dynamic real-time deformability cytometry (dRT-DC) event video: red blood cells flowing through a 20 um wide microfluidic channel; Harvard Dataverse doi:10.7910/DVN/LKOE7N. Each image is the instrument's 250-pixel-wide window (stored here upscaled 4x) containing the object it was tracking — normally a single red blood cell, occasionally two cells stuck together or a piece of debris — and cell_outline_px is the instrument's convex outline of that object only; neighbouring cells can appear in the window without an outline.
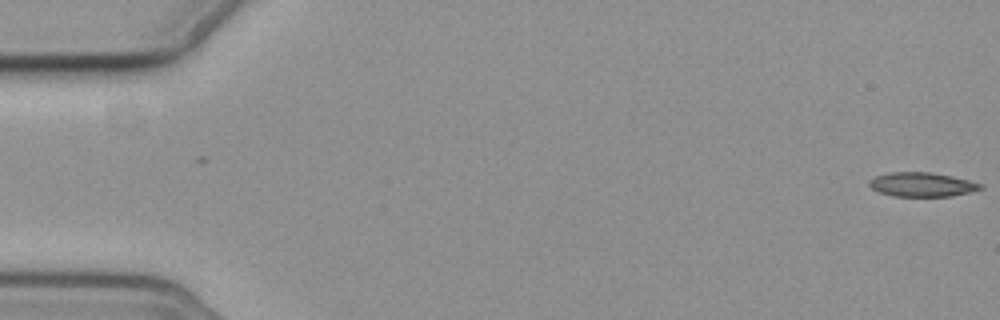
{"species": "common noctule bat (a hibernating species)", "species_latin": "Nyctalus noctula", "temperature_condition": "cold", "stored_images_in_passage": 6, "segment_of_instrument_passage": [1, 2], "camera_frame_rate_fps": 3000, "um_per_image_px": 0.085, "animal": {"sex": "female", "body_mass_g": 19.3, "forearm_length_mm": 54.1}, "frame": {"image": 1, "passage_image": 1, "time_ms": 0.0, "image_size_px": [1000, 320], "cell_outline_px": [[984, 188], [968, 192], [948, 196], [892, 196], [880, 192], [872, 188], [868, 184], [868, 180], [876, 176], [888, 172], [932, 172], [952, 176], [984, 184]], "centroid_in_image_um": [78.35, 15.67], "position_along_channel_um": 6.6, "area_um2": 15.66}}
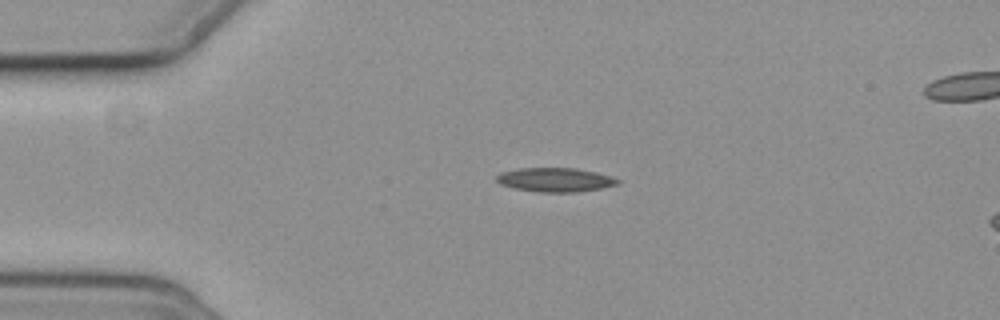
{"frame": {"image": 2, "passage_image": 4, "time_ms": 4.333, "image_size_px": [1000, 320], "cell_outline_px": [[620, 184], [600, 188], [572, 192], [540, 192], [516, 188], [500, 184], [496, 180], [496, 176], [500, 172], [516, 168], [576, 168], [596, 172], [612, 176], [620, 180]], "centroid_in_image_um": [47.19, 15.27], "position_along_channel_um": 37.8, "area_um2": 16.94}}